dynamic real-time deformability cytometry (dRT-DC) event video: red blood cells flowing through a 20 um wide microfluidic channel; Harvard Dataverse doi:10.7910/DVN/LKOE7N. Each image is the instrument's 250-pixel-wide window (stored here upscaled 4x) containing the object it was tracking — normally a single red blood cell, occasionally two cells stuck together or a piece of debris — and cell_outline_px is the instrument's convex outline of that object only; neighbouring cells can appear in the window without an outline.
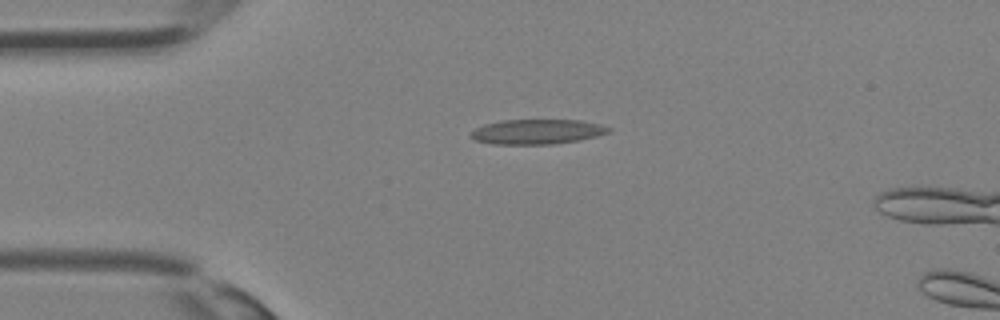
{"species": "Egyptian fruit bat (a non-hibernating species)", "species_latin": "Rousettus aegyptiacus", "temperature_condition": "room temperature", "stored_images_in_passage": 28, "segment_of_instrument_passage": [1, 2], "camera_frame_rate_fps": 3000, "um_per_image_px": 0.085, "animal": {"sex": "female"}, "frame": {"image": 1, "passage_image": 1, "time_ms": 0.0, "image_size_px": [1000, 320], "cell_outline_px": [[612, 132], [580, 140], [552, 144], [492, 144], [476, 140], [468, 136], [468, 132], [484, 124], [500, 120], [580, 120], [600, 124], [612, 128]], "centroid_in_image_um": [45.64, 11.19], "position_along_channel_um": 39.4, "area_um2": 20.17}}
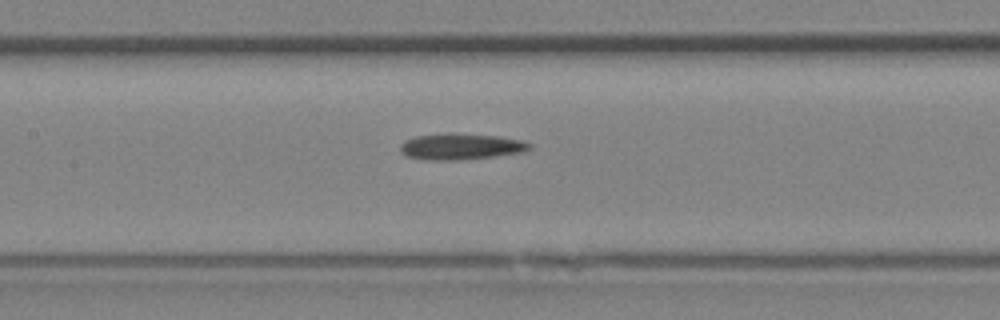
{"frame": {"image": 2, "passage_image": 9, "time_ms": 2.667, "image_size_px": [1000, 320], "cell_outline_px": [[532, 148], [524, 152], [492, 156], [456, 160], [428, 160], [408, 156], [400, 152], [400, 144], [404, 140], [416, 136], [496, 136], [520, 140], [532, 144]], "centroid_in_image_um": [39.18, 12.51], "position_along_channel_um": 168.2, "area_um2": 18.55}}
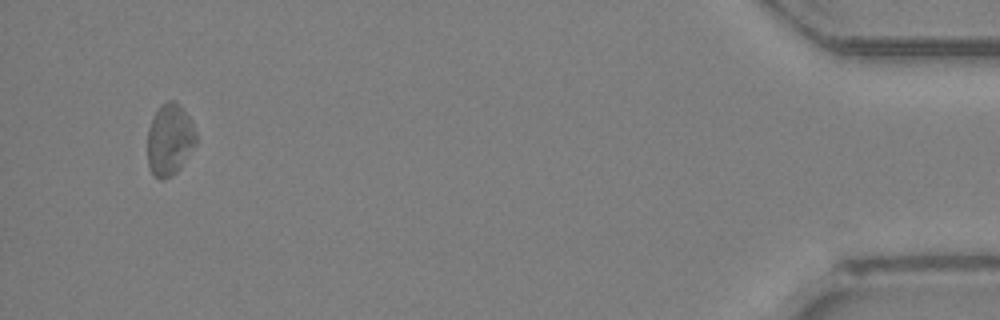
{"frame": {"image": 3, "passage_image": 26, "time_ms": 8.333, "image_size_px": [1000, 320], "cell_outline_px": [[196, 144], [180, 168], [172, 176], [164, 180], [160, 180], [148, 168], [148, 128], [152, 116], [160, 104], [168, 100], [172, 100], [180, 104], [188, 116], [196, 132]], "centroid_in_image_um": [14.41, 11.86], "position_along_channel_um": 420.8, "area_um2": 20.46}}